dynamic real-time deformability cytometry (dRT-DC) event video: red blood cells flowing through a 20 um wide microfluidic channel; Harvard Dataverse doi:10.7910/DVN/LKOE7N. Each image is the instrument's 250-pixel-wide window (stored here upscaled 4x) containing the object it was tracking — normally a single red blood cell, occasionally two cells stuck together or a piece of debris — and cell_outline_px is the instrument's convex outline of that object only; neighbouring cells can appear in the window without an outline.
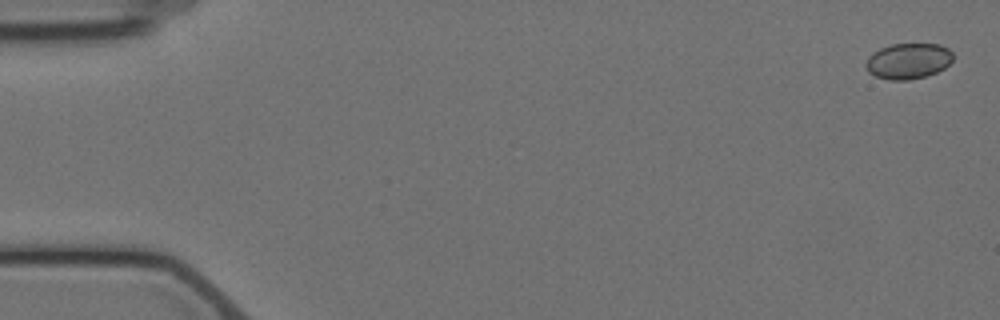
{"species": "Egyptian fruit bat (a non-hibernating species)", "species_latin": "Rousettus aegyptiacus", "temperature_condition": "cold", "stored_images_in_passage": 8, "camera_frame_rate_fps": 3000, "um_per_image_px": 0.085, "animal": {"sex": "female"}, "frame": {"image": 1, "passage_image": 1, "time_ms": 0.0, "image_size_px": [1000, 320], "cell_outline_px": [[952, 60], [944, 68], [936, 72], [924, 76], [908, 80], [888, 80], [876, 76], [868, 72], [864, 64], [868, 56], [872, 52], [880, 48], [892, 44], [940, 44], [948, 48], [952, 52]], "centroid_in_image_um": [77.16, 5.18], "position_along_channel_um": 7.8, "area_um2": 18.21}}
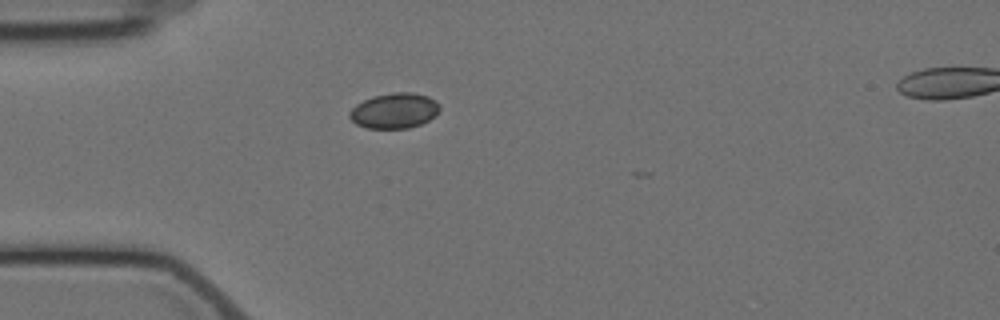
{"frame": {"image": 2, "passage_image": 5, "time_ms": 5.0, "image_size_px": [1000, 320], "cell_outline_px": [[440, 108], [436, 116], [420, 124], [408, 128], [368, 128], [356, 124], [348, 116], [348, 112], [356, 104], [372, 96], [392, 92], [412, 92], [428, 96], [436, 100], [440, 104]], "centroid_in_image_um": [33.53, 9.4], "position_along_channel_um": 51.5, "area_um2": 18.73}}
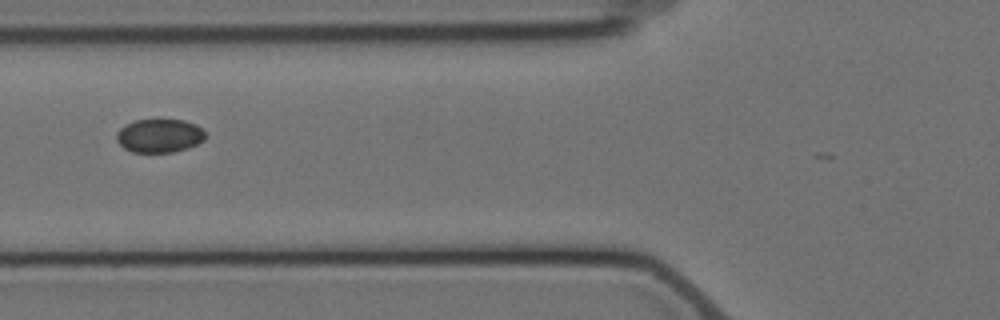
{"frame": {"image": 3, "passage_image": 7, "time_ms": 7.0, "image_size_px": [1000, 320], "cell_outline_px": [[208, 136], [204, 140], [188, 148], [172, 152], [132, 152], [124, 148], [116, 140], [116, 132], [124, 124], [136, 120], [160, 116], [184, 120], [196, 124]], "centroid_in_image_um": [13.54, 11.48], "position_along_channel_um": 112.3, "area_um2": 18.15}}